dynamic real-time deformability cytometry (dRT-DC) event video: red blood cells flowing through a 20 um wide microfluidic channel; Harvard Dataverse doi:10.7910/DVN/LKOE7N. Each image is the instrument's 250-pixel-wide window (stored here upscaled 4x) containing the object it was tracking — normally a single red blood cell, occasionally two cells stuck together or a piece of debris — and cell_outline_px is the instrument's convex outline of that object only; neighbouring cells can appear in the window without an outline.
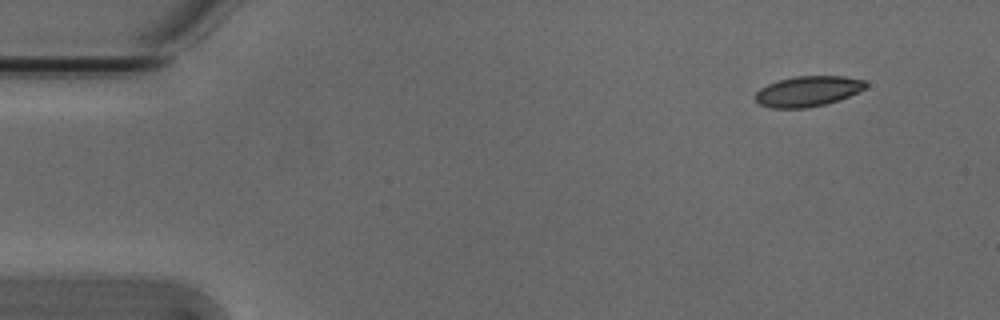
{"species": "Egyptian fruit bat (a non-hibernating species)", "species_latin": "Rousettus aegyptiacus", "temperature_condition": "cold", "stored_images_in_passage": 4, "camera_frame_rate_fps": 3000, "um_per_image_px": 0.085, "animal": {"sex": "male"}, "frame": {"image": 1, "passage_image": 1, "time_ms": 0.0, "image_size_px": [1000, 320], "cell_outline_px": [[868, 84], [864, 88], [840, 100], [824, 104], [804, 108], [772, 108], [760, 104], [756, 100], [756, 92], [760, 88], [776, 80], [796, 76], [844, 76], [864, 80]], "centroid_in_image_um": [68.65, 7.75], "position_along_channel_um": 16.3, "area_um2": 19.42}}
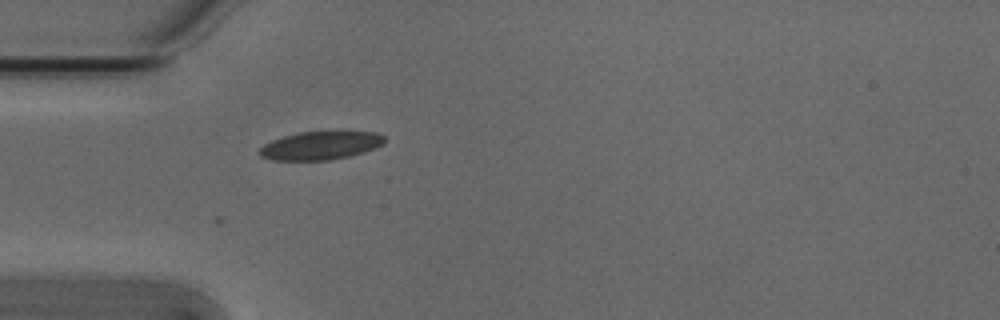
{"frame": {"image": 2, "passage_image": 4, "time_ms": 1.0, "image_size_px": [1000, 320], "cell_outline_px": [[384, 144], [376, 148], [348, 156], [328, 160], [276, 160], [260, 156], [256, 152], [264, 144], [272, 140], [296, 132], [340, 128], [376, 132], [384, 136]], "centroid_in_image_um": [27.29, 12.3], "position_along_channel_um": 57.7, "area_um2": 21.62}}